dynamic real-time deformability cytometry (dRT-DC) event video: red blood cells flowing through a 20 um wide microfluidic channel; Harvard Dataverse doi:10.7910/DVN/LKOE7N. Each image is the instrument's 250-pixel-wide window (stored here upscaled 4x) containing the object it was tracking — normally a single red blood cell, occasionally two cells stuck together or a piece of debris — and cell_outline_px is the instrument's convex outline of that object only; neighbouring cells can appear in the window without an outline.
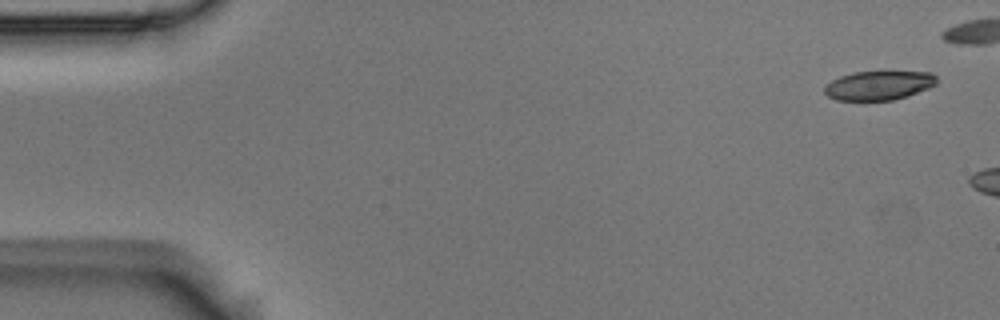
{"species": "Egyptian fruit bat (a non-hibernating species)", "species_latin": "Rousettus aegyptiacus", "temperature_condition": "room temperature", "stored_images_in_passage": 3, "camera_frame_rate_fps": 3000, "um_per_image_px": 0.085, "animal": {"sex": "male"}, "frame": {"image": 1, "passage_image": 1, "time_ms": 0.0, "image_size_px": [1000, 320], "cell_outline_px": [[936, 84], [928, 88], [908, 96], [892, 100], [836, 100], [828, 96], [824, 92], [824, 88], [832, 80], [840, 76], [856, 72], [884, 68], [932, 72], [936, 76]], "centroid_in_image_um": [74.76, 7.19], "position_along_channel_um": 10.2, "area_um2": 19.94}}